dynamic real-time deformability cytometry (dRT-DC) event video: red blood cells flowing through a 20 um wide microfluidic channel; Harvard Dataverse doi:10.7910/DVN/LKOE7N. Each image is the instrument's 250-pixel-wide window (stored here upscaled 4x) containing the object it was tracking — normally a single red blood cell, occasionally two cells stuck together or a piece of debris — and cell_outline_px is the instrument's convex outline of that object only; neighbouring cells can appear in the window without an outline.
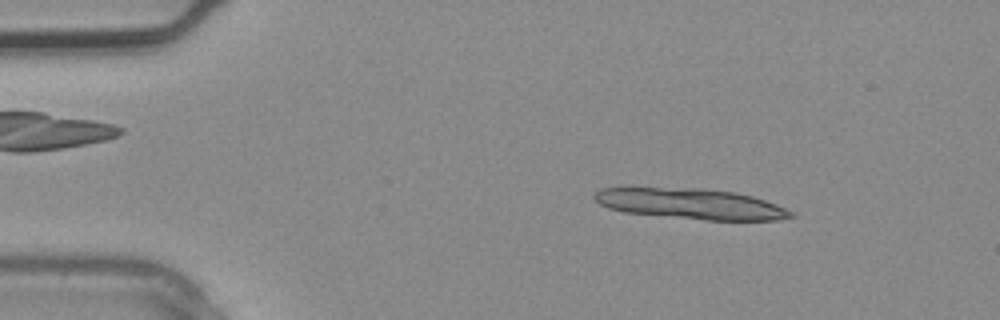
{"species": "common noctule bat (a hibernating species)", "species_latin": "Nyctalus noctula", "temperature_condition": "warm", "stored_images_in_passage": 3, "segment_of_instrument_passage": [1, 2], "camera_frame_rate_fps": 3000, "um_per_image_px": 0.085, "animal": {"sex": "male", "body_mass_g": 20.4}, "frame": {"image": 1, "passage_image": 1, "time_ms": 0.0, "image_size_px": [1000, 320], "cell_outline_px": [[796, 216], [780, 220], [704, 220], [624, 212], [608, 208], [600, 204], [592, 196], [600, 188], [700, 188], [736, 192], [752, 196], [776, 204], [796, 212]], "centroid_in_image_um": [58.77, 17.33], "position_along_channel_um": 26.2, "area_um2": 35.08}}